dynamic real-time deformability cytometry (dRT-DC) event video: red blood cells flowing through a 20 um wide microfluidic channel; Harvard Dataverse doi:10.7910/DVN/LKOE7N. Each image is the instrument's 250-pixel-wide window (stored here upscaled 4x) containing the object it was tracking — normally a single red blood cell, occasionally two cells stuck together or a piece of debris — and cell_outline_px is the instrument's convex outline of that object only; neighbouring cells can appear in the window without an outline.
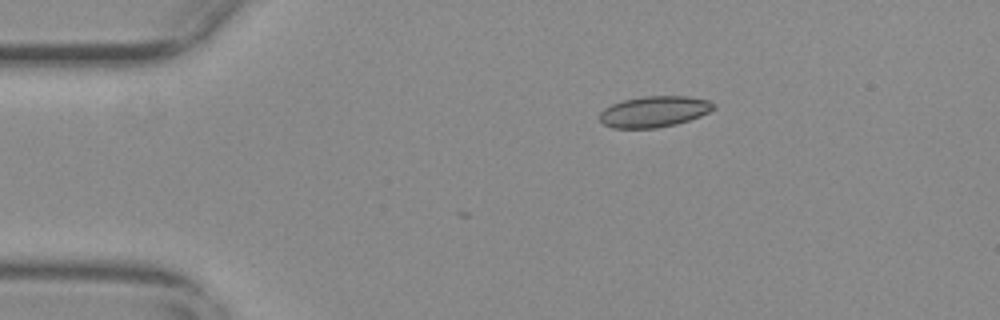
{"species": "common noctule bat (a hibernating species)", "species_latin": "Nyctalus noctula", "temperature_condition": "warm", "stored_images_in_passage": 4, "camera_frame_rate_fps": 3000, "um_per_image_px": 0.085, "animal": {"sex": "female", "body_mass_g": 29.2, "forearm_length_mm": 56.3}, "frame": {"image": 1, "passage_image": 1, "time_ms": 0.0, "image_size_px": [1000, 320], "cell_outline_px": [[716, 108], [700, 116], [676, 124], [656, 128], [612, 128], [604, 124], [600, 120], [600, 112], [604, 108], [612, 104], [624, 100], [644, 96], [688, 96], [708, 100], [716, 104]], "centroid_in_image_um": [55.61, 9.48], "position_along_channel_um": 29.4, "area_um2": 20.58}}